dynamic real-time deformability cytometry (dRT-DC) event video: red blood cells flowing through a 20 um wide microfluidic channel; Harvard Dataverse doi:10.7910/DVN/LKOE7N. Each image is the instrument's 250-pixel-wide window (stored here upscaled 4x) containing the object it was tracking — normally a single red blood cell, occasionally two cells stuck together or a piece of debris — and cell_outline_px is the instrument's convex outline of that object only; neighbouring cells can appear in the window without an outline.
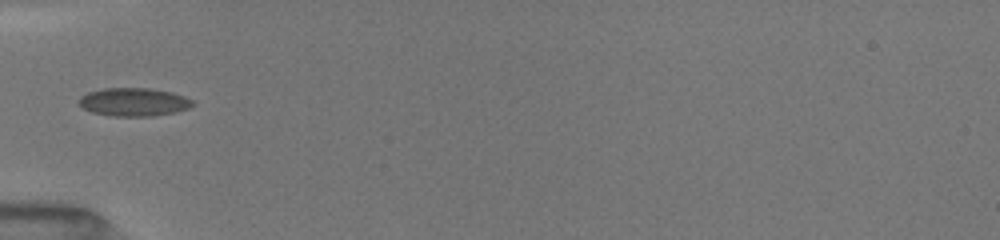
{"species": "common noctule bat (a hibernating species)", "species_latin": "Nyctalus noctula", "temperature_condition": "room temperature", "stored_images_in_passage": 7, "camera_frame_rate_fps": 3000, "um_per_image_px": 0.085, "animal": {"sex": "female", "body_mass_g": 19.5, "forearm_length_mm": 54.1}, "frame": {"image": 1, "passage_image": 1, "time_ms": 0.0, "image_size_px": [1000, 240], "cell_outline_px": [[196, 104], [188, 108], [172, 112], [152, 116], [112, 116], [92, 112], [84, 108], [80, 104], [80, 96], [88, 92], [104, 88], [148, 88], [172, 92], [184, 96], [192, 100]], "centroid_in_image_um": [11.38, 8.66], "position_along_channel_um": 73.6, "area_um2": 18.55}}